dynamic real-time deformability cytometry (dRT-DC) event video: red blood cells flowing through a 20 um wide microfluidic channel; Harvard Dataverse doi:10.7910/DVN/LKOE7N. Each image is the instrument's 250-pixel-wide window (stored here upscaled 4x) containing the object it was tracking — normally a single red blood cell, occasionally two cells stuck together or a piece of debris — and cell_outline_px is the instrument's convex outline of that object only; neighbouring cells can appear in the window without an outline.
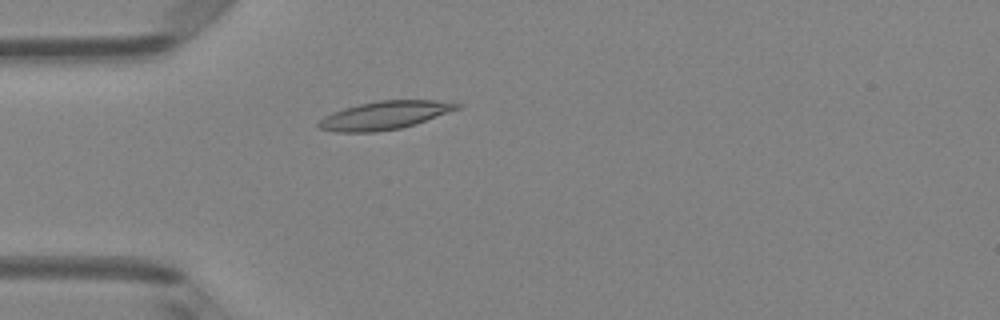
{"species": "Egyptian fruit bat (a non-hibernating species)", "species_latin": "Rousettus aegyptiacus", "temperature_condition": "room temperature", "stored_images_in_passage": 40, "camera_frame_rate_fps": 3000, "um_per_image_px": 0.085, "animal": {"sex": "female"}, "frame": {"image": 1, "passage_image": 5, "time_ms": 1.333, "image_size_px": [1000, 320], "cell_outline_px": [[464, 104], [460, 108], [416, 124], [400, 128], [376, 132], [336, 132], [320, 128], [316, 124], [324, 116], [332, 112], [344, 108], [376, 100], [436, 100]], "centroid_in_image_um": [32.7, 9.79], "position_along_channel_um": 52.3, "area_um2": 22.77}}
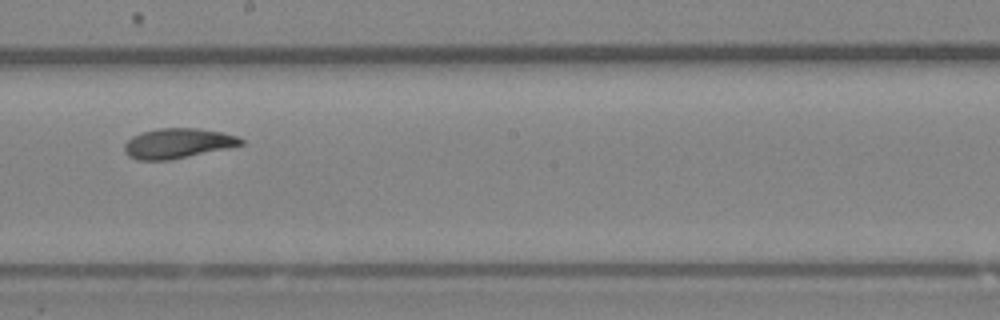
{"frame": {"image": 2, "passage_image": 19, "time_ms": 6.0, "image_size_px": [1000, 320], "cell_outline_px": [[244, 144], [228, 148], [168, 160], [136, 160], [128, 156], [124, 152], [124, 144], [132, 136], [140, 132], [160, 128], [196, 128], [224, 132], [236, 136], [244, 140]], "centroid_in_image_um": [15.08, 12.18], "position_along_channel_um": 233.1, "area_um2": 20.4}}
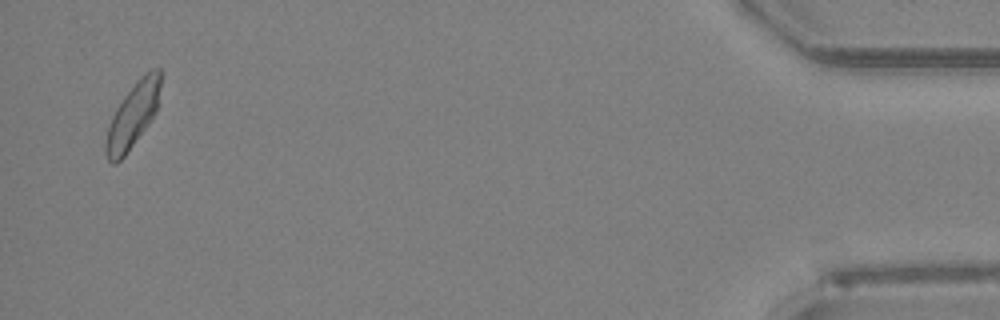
{"frame": {"image": 3, "passage_image": 39, "time_ms": 12.667, "image_size_px": [1000, 320], "cell_outline_px": [[160, 88], [156, 112], [152, 120], [124, 156], [116, 164], [112, 164], [108, 160], [104, 152], [104, 144], [108, 128], [112, 116], [116, 108], [124, 96], [136, 80], [152, 68], [160, 68]], "centroid_in_image_um": [11.28, 9.82], "position_along_channel_um": 423.9, "area_um2": 20.63}, "authors_computed_cell_mechanics": {"area_um2": 20.519, "velocity_mm_per_s": 4.0936, "shape_relaxation_time_tau1_ms": 7.1471, "shape_relaxation_time_tau2_ms": 2.2235, "deformation_change_tau1": 0.1789, "deformation_change_tau2": 0.0611}}